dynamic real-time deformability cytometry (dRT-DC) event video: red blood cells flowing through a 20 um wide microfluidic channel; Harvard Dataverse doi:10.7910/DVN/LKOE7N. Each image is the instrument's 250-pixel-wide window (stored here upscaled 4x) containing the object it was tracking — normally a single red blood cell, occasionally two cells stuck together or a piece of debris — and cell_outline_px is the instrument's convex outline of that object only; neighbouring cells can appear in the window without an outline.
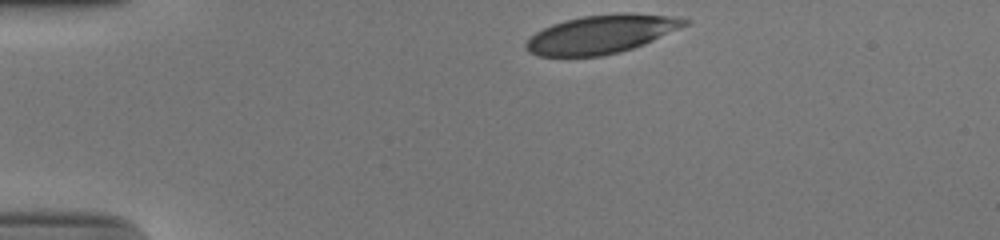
{"species": "human", "species_latin": "Homo sapiens", "temperature_condition": "cold", "stored_images_in_passage": 34, "camera_frame_rate_fps": 3000, "um_per_image_px": 0.085, "donor": {"sex": "male"}, "frame": {"image": 1, "passage_image": 1, "time_ms": 0.0, "image_size_px": [1000, 240], "cell_outline_px": [[692, 20], [688, 24], [644, 44], [620, 52], [600, 56], [540, 56], [524, 48], [524, 44], [536, 32], [552, 24], [564, 20], [584, 16], [624, 12], [632, 12], [668, 16]], "centroid_in_image_um": [51.11, 2.9], "position_along_channel_um": 33.9, "area_um2": 35.32}}
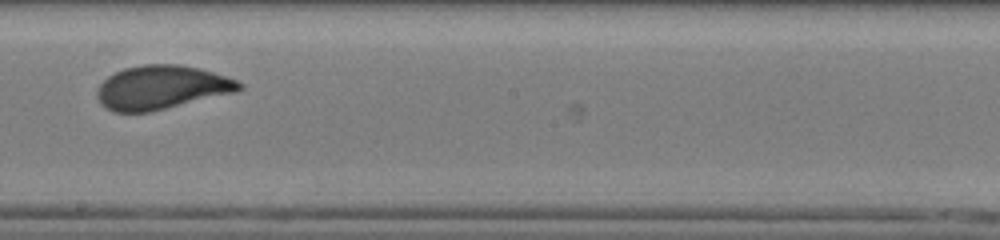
{"frame": {"image": 2, "passage_image": 21, "time_ms": 6.667, "image_size_px": [1000, 240], "cell_outline_px": [[244, 88], [236, 92], [152, 112], [112, 112], [100, 104], [96, 96], [96, 92], [100, 84], [108, 76], [124, 68], [144, 64], [180, 64], [200, 68], [236, 80], [244, 84]], "centroid_in_image_um": [13.72, 7.44], "position_along_channel_um": 234.5, "area_um2": 36.53}}
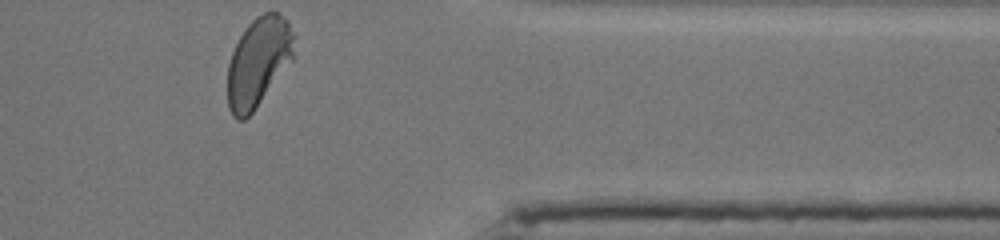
{"frame": {"image": 3, "passage_image": 34, "time_ms": 11.0, "image_size_px": [1000, 240], "cell_outline_px": [[296, 36], [292, 60], [252, 112], [244, 120], [236, 120], [232, 116], [228, 108], [228, 64], [232, 52], [240, 36], [248, 24], [256, 16], [264, 12], [276, 12], [284, 16], [288, 20]], "centroid_in_image_um": [21.97, 5.24], "position_along_channel_um": 389.4, "area_um2": 34.62}, "authors_computed_cell_mechanics": {"area_um2": 35.9227, "velocity_mm_per_s": 3.8881, "shape_relaxation_time_tau1_ms": 3.5487, "shape_relaxation_time_tau2_ms": null, "deformation_change_tau1": 0.1566, "deformation_change_tau2": null}}